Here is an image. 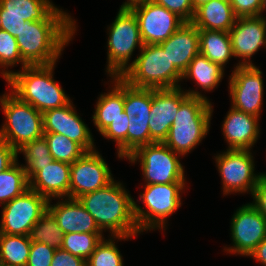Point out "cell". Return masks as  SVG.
<instances>
[{"label": "cell", "mask_w": 266, "mask_h": 266, "mask_svg": "<svg viewBox=\"0 0 266 266\" xmlns=\"http://www.w3.org/2000/svg\"><path fill=\"white\" fill-rule=\"evenodd\" d=\"M78 200L102 232L107 230L110 236L128 237L141 234L134 215V198L120 181L113 180Z\"/></svg>", "instance_id": "cell-1"}, {"label": "cell", "mask_w": 266, "mask_h": 266, "mask_svg": "<svg viewBox=\"0 0 266 266\" xmlns=\"http://www.w3.org/2000/svg\"><path fill=\"white\" fill-rule=\"evenodd\" d=\"M75 21H27L16 36L20 55L28 66L58 62L76 32Z\"/></svg>", "instance_id": "cell-2"}, {"label": "cell", "mask_w": 266, "mask_h": 266, "mask_svg": "<svg viewBox=\"0 0 266 266\" xmlns=\"http://www.w3.org/2000/svg\"><path fill=\"white\" fill-rule=\"evenodd\" d=\"M55 65L26 66L13 72L6 80L8 87H11L9 90L41 113L64 107L71 99L53 79Z\"/></svg>", "instance_id": "cell-3"}, {"label": "cell", "mask_w": 266, "mask_h": 266, "mask_svg": "<svg viewBox=\"0 0 266 266\" xmlns=\"http://www.w3.org/2000/svg\"><path fill=\"white\" fill-rule=\"evenodd\" d=\"M213 107L209 99L188 96L181 104L163 142L181 156L190 153L210 130Z\"/></svg>", "instance_id": "cell-4"}, {"label": "cell", "mask_w": 266, "mask_h": 266, "mask_svg": "<svg viewBox=\"0 0 266 266\" xmlns=\"http://www.w3.org/2000/svg\"><path fill=\"white\" fill-rule=\"evenodd\" d=\"M140 54L120 76L135 88L171 89L180 87L183 74L170 62L158 44H143Z\"/></svg>", "instance_id": "cell-5"}, {"label": "cell", "mask_w": 266, "mask_h": 266, "mask_svg": "<svg viewBox=\"0 0 266 266\" xmlns=\"http://www.w3.org/2000/svg\"><path fill=\"white\" fill-rule=\"evenodd\" d=\"M144 192L139 200L146 210L134 200V215L140 232L163 229L167 226V218L182 205L181 194L186 183L148 184L143 185ZM181 193V194H180Z\"/></svg>", "instance_id": "cell-6"}, {"label": "cell", "mask_w": 266, "mask_h": 266, "mask_svg": "<svg viewBox=\"0 0 266 266\" xmlns=\"http://www.w3.org/2000/svg\"><path fill=\"white\" fill-rule=\"evenodd\" d=\"M0 105L6 117L0 129V137L15 150L43 137V115L32 105L21 101L12 92L0 97Z\"/></svg>", "instance_id": "cell-7"}, {"label": "cell", "mask_w": 266, "mask_h": 266, "mask_svg": "<svg viewBox=\"0 0 266 266\" xmlns=\"http://www.w3.org/2000/svg\"><path fill=\"white\" fill-rule=\"evenodd\" d=\"M107 67L110 77H120L131 65L130 58L135 49L143 47L136 15L132 10H119L107 27Z\"/></svg>", "instance_id": "cell-8"}, {"label": "cell", "mask_w": 266, "mask_h": 266, "mask_svg": "<svg viewBox=\"0 0 266 266\" xmlns=\"http://www.w3.org/2000/svg\"><path fill=\"white\" fill-rule=\"evenodd\" d=\"M180 157L163 142H154L139 147L126 159L131 163L140 162L145 185H148L185 183V171Z\"/></svg>", "instance_id": "cell-9"}, {"label": "cell", "mask_w": 266, "mask_h": 266, "mask_svg": "<svg viewBox=\"0 0 266 266\" xmlns=\"http://www.w3.org/2000/svg\"><path fill=\"white\" fill-rule=\"evenodd\" d=\"M251 150H226L215 157L222 180L223 195L251 193L264 173L255 174Z\"/></svg>", "instance_id": "cell-10"}, {"label": "cell", "mask_w": 266, "mask_h": 266, "mask_svg": "<svg viewBox=\"0 0 266 266\" xmlns=\"http://www.w3.org/2000/svg\"><path fill=\"white\" fill-rule=\"evenodd\" d=\"M48 199L28 188L2 207L0 233L28 235L48 210Z\"/></svg>", "instance_id": "cell-11"}, {"label": "cell", "mask_w": 266, "mask_h": 266, "mask_svg": "<svg viewBox=\"0 0 266 266\" xmlns=\"http://www.w3.org/2000/svg\"><path fill=\"white\" fill-rule=\"evenodd\" d=\"M152 89L135 88L124 81V112L129 117L128 156L141 146L154 143L150 138Z\"/></svg>", "instance_id": "cell-12"}, {"label": "cell", "mask_w": 266, "mask_h": 266, "mask_svg": "<svg viewBox=\"0 0 266 266\" xmlns=\"http://www.w3.org/2000/svg\"><path fill=\"white\" fill-rule=\"evenodd\" d=\"M262 71L255 65H236L229 76L231 107L260 118L264 83Z\"/></svg>", "instance_id": "cell-13"}, {"label": "cell", "mask_w": 266, "mask_h": 266, "mask_svg": "<svg viewBox=\"0 0 266 266\" xmlns=\"http://www.w3.org/2000/svg\"><path fill=\"white\" fill-rule=\"evenodd\" d=\"M230 224L233 246L224 248L227 253L248 257L266 238V218L251 203L239 207Z\"/></svg>", "instance_id": "cell-14"}, {"label": "cell", "mask_w": 266, "mask_h": 266, "mask_svg": "<svg viewBox=\"0 0 266 266\" xmlns=\"http://www.w3.org/2000/svg\"><path fill=\"white\" fill-rule=\"evenodd\" d=\"M188 96L208 99L196 90H182L181 86L171 89H152L150 138L153 142H164L177 115L180 104Z\"/></svg>", "instance_id": "cell-15"}, {"label": "cell", "mask_w": 266, "mask_h": 266, "mask_svg": "<svg viewBox=\"0 0 266 266\" xmlns=\"http://www.w3.org/2000/svg\"><path fill=\"white\" fill-rule=\"evenodd\" d=\"M113 180L111 170L101 154L97 150L85 152L71 164L70 198L78 199L107 186Z\"/></svg>", "instance_id": "cell-16"}, {"label": "cell", "mask_w": 266, "mask_h": 266, "mask_svg": "<svg viewBox=\"0 0 266 266\" xmlns=\"http://www.w3.org/2000/svg\"><path fill=\"white\" fill-rule=\"evenodd\" d=\"M136 15L143 44H160L167 40L184 21L175 13L152 0L132 9Z\"/></svg>", "instance_id": "cell-17"}, {"label": "cell", "mask_w": 266, "mask_h": 266, "mask_svg": "<svg viewBox=\"0 0 266 266\" xmlns=\"http://www.w3.org/2000/svg\"><path fill=\"white\" fill-rule=\"evenodd\" d=\"M229 35L233 56L241 58L242 61H239L237 65H254L250 58L260 48H266V17L262 15L237 18L229 31Z\"/></svg>", "instance_id": "cell-18"}, {"label": "cell", "mask_w": 266, "mask_h": 266, "mask_svg": "<svg viewBox=\"0 0 266 266\" xmlns=\"http://www.w3.org/2000/svg\"><path fill=\"white\" fill-rule=\"evenodd\" d=\"M42 115L44 133L62 134L78 143L86 152L96 150L90 128L77 114L72 101L64 107L48 110Z\"/></svg>", "instance_id": "cell-19"}, {"label": "cell", "mask_w": 266, "mask_h": 266, "mask_svg": "<svg viewBox=\"0 0 266 266\" xmlns=\"http://www.w3.org/2000/svg\"><path fill=\"white\" fill-rule=\"evenodd\" d=\"M259 118L230 108L222 124L227 150H251L260 135Z\"/></svg>", "instance_id": "cell-20"}, {"label": "cell", "mask_w": 266, "mask_h": 266, "mask_svg": "<svg viewBox=\"0 0 266 266\" xmlns=\"http://www.w3.org/2000/svg\"><path fill=\"white\" fill-rule=\"evenodd\" d=\"M65 199V200H64ZM48 201V210L56 219L58 226L67 233L103 234L94 218L84 208L78 199L62 198L56 204Z\"/></svg>", "instance_id": "cell-21"}, {"label": "cell", "mask_w": 266, "mask_h": 266, "mask_svg": "<svg viewBox=\"0 0 266 266\" xmlns=\"http://www.w3.org/2000/svg\"><path fill=\"white\" fill-rule=\"evenodd\" d=\"M158 45L183 74L194 57L200 53L198 28L191 22H184L167 40Z\"/></svg>", "instance_id": "cell-22"}, {"label": "cell", "mask_w": 266, "mask_h": 266, "mask_svg": "<svg viewBox=\"0 0 266 266\" xmlns=\"http://www.w3.org/2000/svg\"><path fill=\"white\" fill-rule=\"evenodd\" d=\"M70 171L71 164L54 160L29 180V188L48 200L70 198Z\"/></svg>", "instance_id": "cell-23"}, {"label": "cell", "mask_w": 266, "mask_h": 266, "mask_svg": "<svg viewBox=\"0 0 266 266\" xmlns=\"http://www.w3.org/2000/svg\"><path fill=\"white\" fill-rule=\"evenodd\" d=\"M0 15L22 16L27 21H75L50 0H0Z\"/></svg>", "instance_id": "cell-24"}, {"label": "cell", "mask_w": 266, "mask_h": 266, "mask_svg": "<svg viewBox=\"0 0 266 266\" xmlns=\"http://www.w3.org/2000/svg\"><path fill=\"white\" fill-rule=\"evenodd\" d=\"M236 20L230 0H210L195 9L191 23L198 29L229 32Z\"/></svg>", "instance_id": "cell-25"}, {"label": "cell", "mask_w": 266, "mask_h": 266, "mask_svg": "<svg viewBox=\"0 0 266 266\" xmlns=\"http://www.w3.org/2000/svg\"><path fill=\"white\" fill-rule=\"evenodd\" d=\"M112 79L113 87L109 92L100 94L92 115L94 126L100 133L124 112V80L120 77Z\"/></svg>", "instance_id": "cell-26"}, {"label": "cell", "mask_w": 266, "mask_h": 266, "mask_svg": "<svg viewBox=\"0 0 266 266\" xmlns=\"http://www.w3.org/2000/svg\"><path fill=\"white\" fill-rule=\"evenodd\" d=\"M198 31L200 54L224 68L234 57L229 32L204 29Z\"/></svg>", "instance_id": "cell-27"}, {"label": "cell", "mask_w": 266, "mask_h": 266, "mask_svg": "<svg viewBox=\"0 0 266 266\" xmlns=\"http://www.w3.org/2000/svg\"><path fill=\"white\" fill-rule=\"evenodd\" d=\"M224 70L220 65L210 61L206 56L197 54L183 73V79H193L196 85L205 91L217 88L224 77Z\"/></svg>", "instance_id": "cell-28"}, {"label": "cell", "mask_w": 266, "mask_h": 266, "mask_svg": "<svg viewBox=\"0 0 266 266\" xmlns=\"http://www.w3.org/2000/svg\"><path fill=\"white\" fill-rule=\"evenodd\" d=\"M31 244L28 235L0 233V265L26 266Z\"/></svg>", "instance_id": "cell-29"}, {"label": "cell", "mask_w": 266, "mask_h": 266, "mask_svg": "<svg viewBox=\"0 0 266 266\" xmlns=\"http://www.w3.org/2000/svg\"><path fill=\"white\" fill-rule=\"evenodd\" d=\"M17 157L23 153L25 165L22 164L24 171L30 180L43 166L52 163L53 157L50 154L49 146L45 137L27 142L16 150Z\"/></svg>", "instance_id": "cell-30"}, {"label": "cell", "mask_w": 266, "mask_h": 266, "mask_svg": "<svg viewBox=\"0 0 266 266\" xmlns=\"http://www.w3.org/2000/svg\"><path fill=\"white\" fill-rule=\"evenodd\" d=\"M29 188V179L17 160L0 173V204L4 205Z\"/></svg>", "instance_id": "cell-31"}, {"label": "cell", "mask_w": 266, "mask_h": 266, "mask_svg": "<svg viewBox=\"0 0 266 266\" xmlns=\"http://www.w3.org/2000/svg\"><path fill=\"white\" fill-rule=\"evenodd\" d=\"M31 242H41L49 247L59 249L63 244L64 232L52 213L47 210L34 224L29 234Z\"/></svg>", "instance_id": "cell-32"}, {"label": "cell", "mask_w": 266, "mask_h": 266, "mask_svg": "<svg viewBox=\"0 0 266 266\" xmlns=\"http://www.w3.org/2000/svg\"><path fill=\"white\" fill-rule=\"evenodd\" d=\"M53 160L72 164L86 151L75 141L58 133H44Z\"/></svg>", "instance_id": "cell-33"}, {"label": "cell", "mask_w": 266, "mask_h": 266, "mask_svg": "<svg viewBox=\"0 0 266 266\" xmlns=\"http://www.w3.org/2000/svg\"><path fill=\"white\" fill-rule=\"evenodd\" d=\"M112 237V238H111ZM128 240L133 237L110 236L105 238L96 246L94 252L86 260V266H124L123 256L115 244V239Z\"/></svg>", "instance_id": "cell-34"}, {"label": "cell", "mask_w": 266, "mask_h": 266, "mask_svg": "<svg viewBox=\"0 0 266 266\" xmlns=\"http://www.w3.org/2000/svg\"><path fill=\"white\" fill-rule=\"evenodd\" d=\"M103 234L67 233L64 234L62 249L72 255L87 260L102 241Z\"/></svg>", "instance_id": "cell-35"}, {"label": "cell", "mask_w": 266, "mask_h": 266, "mask_svg": "<svg viewBox=\"0 0 266 266\" xmlns=\"http://www.w3.org/2000/svg\"><path fill=\"white\" fill-rule=\"evenodd\" d=\"M19 63L21 64V69L28 66L20 55L16 38L9 32L0 29V68H3L0 73L2 74L3 79L5 78V80H7V78L14 72L12 70H7L8 67H14V65Z\"/></svg>", "instance_id": "cell-36"}, {"label": "cell", "mask_w": 266, "mask_h": 266, "mask_svg": "<svg viewBox=\"0 0 266 266\" xmlns=\"http://www.w3.org/2000/svg\"><path fill=\"white\" fill-rule=\"evenodd\" d=\"M129 117L123 112L122 116L118 117L104 129L100 134L107 139H111L117 144L118 158L126 159L128 157V126Z\"/></svg>", "instance_id": "cell-37"}, {"label": "cell", "mask_w": 266, "mask_h": 266, "mask_svg": "<svg viewBox=\"0 0 266 266\" xmlns=\"http://www.w3.org/2000/svg\"><path fill=\"white\" fill-rule=\"evenodd\" d=\"M54 248L41 242H32L26 266H51Z\"/></svg>", "instance_id": "cell-38"}, {"label": "cell", "mask_w": 266, "mask_h": 266, "mask_svg": "<svg viewBox=\"0 0 266 266\" xmlns=\"http://www.w3.org/2000/svg\"><path fill=\"white\" fill-rule=\"evenodd\" d=\"M175 13L184 22H191L194 16V6L191 0H152Z\"/></svg>", "instance_id": "cell-39"}, {"label": "cell", "mask_w": 266, "mask_h": 266, "mask_svg": "<svg viewBox=\"0 0 266 266\" xmlns=\"http://www.w3.org/2000/svg\"><path fill=\"white\" fill-rule=\"evenodd\" d=\"M237 18L261 15L262 0H230Z\"/></svg>", "instance_id": "cell-40"}, {"label": "cell", "mask_w": 266, "mask_h": 266, "mask_svg": "<svg viewBox=\"0 0 266 266\" xmlns=\"http://www.w3.org/2000/svg\"><path fill=\"white\" fill-rule=\"evenodd\" d=\"M51 266H86V260L59 248L55 250Z\"/></svg>", "instance_id": "cell-41"}, {"label": "cell", "mask_w": 266, "mask_h": 266, "mask_svg": "<svg viewBox=\"0 0 266 266\" xmlns=\"http://www.w3.org/2000/svg\"><path fill=\"white\" fill-rule=\"evenodd\" d=\"M251 195V204L266 218V173L259 179Z\"/></svg>", "instance_id": "cell-42"}, {"label": "cell", "mask_w": 266, "mask_h": 266, "mask_svg": "<svg viewBox=\"0 0 266 266\" xmlns=\"http://www.w3.org/2000/svg\"><path fill=\"white\" fill-rule=\"evenodd\" d=\"M25 23L22 16L0 15V29L9 32L14 37L18 36Z\"/></svg>", "instance_id": "cell-43"}, {"label": "cell", "mask_w": 266, "mask_h": 266, "mask_svg": "<svg viewBox=\"0 0 266 266\" xmlns=\"http://www.w3.org/2000/svg\"><path fill=\"white\" fill-rule=\"evenodd\" d=\"M17 160L16 150L0 137V173Z\"/></svg>", "instance_id": "cell-44"}, {"label": "cell", "mask_w": 266, "mask_h": 266, "mask_svg": "<svg viewBox=\"0 0 266 266\" xmlns=\"http://www.w3.org/2000/svg\"><path fill=\"white\" fill-rule=\"evenodd\" d=\"M249 257L257 260L261 265L266 266V238H264L250 253Z\"/></svg>", "instance_id": "cell-45"}, {"label": "cell", "mask_w": 266, "mask_h": 266, "mask_svg": "<svg viewBox=\"0 0 266 266\" xmlns=\"http://www.w3.org/2000/svg\"><path fill=\"white\" fill-rule=\"evenodd\" d=\"M146 1L148 0H127L121 5L119 10H132L139 5H142Z\"/></svg>", "instance_id": "cell-46"}, {"label": "cell", "mask_w": 266, "mask_h": 266, "mask_svg": "<svg viewBox=\"0 0 266 266\" xmlns=\"http://www.w3.org/2000/svg\"><path fill=\"white\" fill-rule=\"evenodd\" d=\"M192 1V4L194 6V9L200 7L201 5L207 3L208 1L210 0H191Z\"/></svg>", "instance_id": "cell-47"}, {"label": "cell", "mask_w": 266, "mask_h": 266, "mask_svg": "<svg viewBox=\"0 0 266 266\" xmlns=\"http://www.w3.org/2000/svg\"><path fill=\"white\" fill-rule=\"evenodd\" d=\"M264 10H266V0H262V9H261V15H260V16L263 15L262 12H263Z\"/></svg>", "instance_id": "cell-48"}]
</instances>
